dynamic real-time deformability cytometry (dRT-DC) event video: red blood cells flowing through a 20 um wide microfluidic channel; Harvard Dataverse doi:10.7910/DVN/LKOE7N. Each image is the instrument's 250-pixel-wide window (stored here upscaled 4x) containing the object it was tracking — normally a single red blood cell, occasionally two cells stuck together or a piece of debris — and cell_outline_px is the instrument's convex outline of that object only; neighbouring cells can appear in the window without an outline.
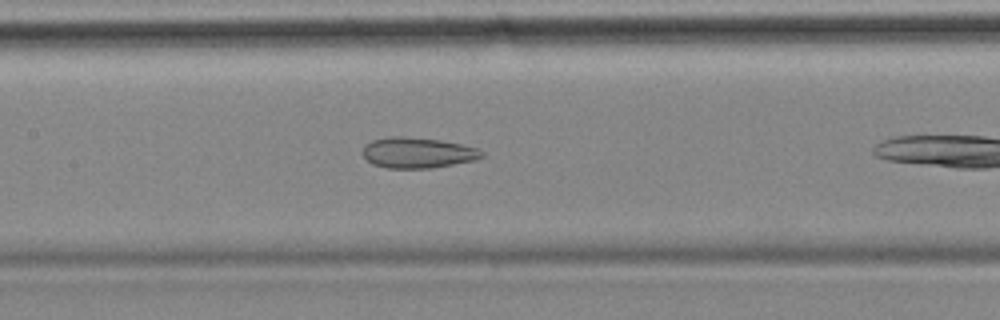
{"species": "common noctule bat (a hibernating species)", "species_latin": "Nyctalus noctula", "temperature_condition": "cold", "stored_images_in_passage": 10, "camera_frame_rate_fps": 3000, "um_per_image_px": 0.085, "animal": {"sex": "female", "body_mass_g": 18.4}, "frame": {"image": 1, "passage_image": 6, "time_ms": 1.667, "image_size_px": [1000, 320], "cell_outline_px": [[484, 156], [476, 160], [432, 168], [388, 168], [372, 164], [364, 156], [364, 144], [372, 140], [392, 136], [404, 136], [440, 140], [460, 144], [476, 148], [484, 152]], "centroid_in_image_um": [35.51, 12.98], "position_along_channel_um": 171.9, "area_um2": 21.21}}
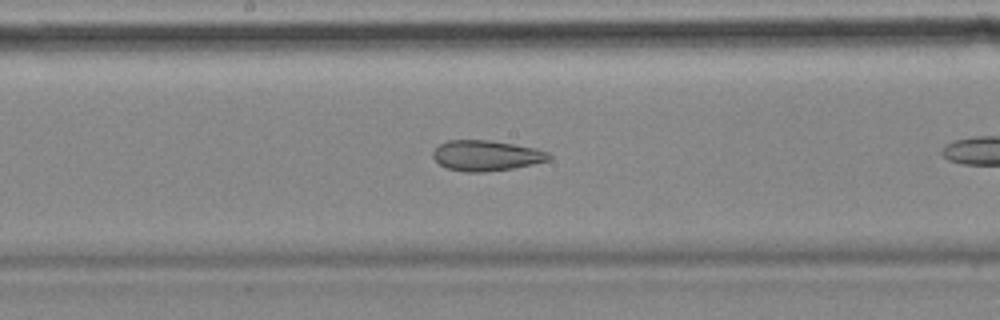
{"frame": {"image": 2, "passage_image": 9, "time_ms": 2.667, "image_size_px": [1000, 320], "cell_outline_px": [[552, 156], [548, 160], [532, 164], [512, 168], [484, 172], [464, 172], [448, 168], [440, 164], [432, 156], [432, 152], [440, 144], [448, 140], [492, 140], [536, 148], [548, 152]], "centroid_in_image_um": [41.33, 13.21], "position_along_channel_um": 206.9, "area_um2": 20.52}}